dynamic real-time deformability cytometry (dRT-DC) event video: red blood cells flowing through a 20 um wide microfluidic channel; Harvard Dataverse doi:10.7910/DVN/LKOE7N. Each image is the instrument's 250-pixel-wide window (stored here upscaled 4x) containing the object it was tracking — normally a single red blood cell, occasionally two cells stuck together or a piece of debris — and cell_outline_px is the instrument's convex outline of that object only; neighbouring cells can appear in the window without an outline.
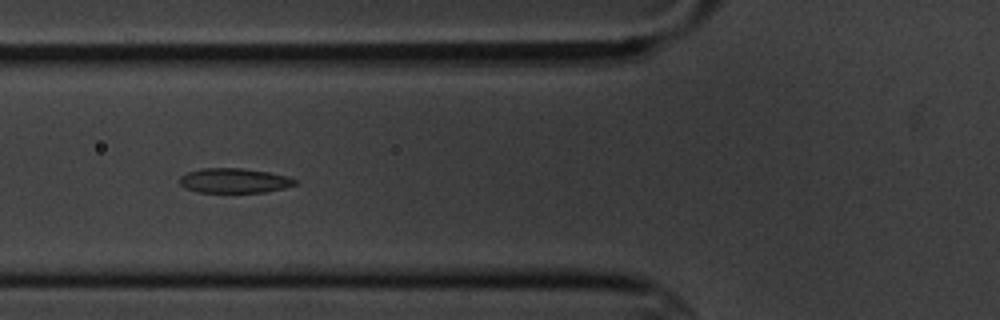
{"species": "common noctule bat (a hibernating species)", "species_latin": "Nyctalus noctula", "temperature_condition": "cold", "stored_images_in_passage": 6, "camera_frame_rate_fps": 3000, "um_per_image_px": 0.085, "animal": {"sex": "male", "body_mass_g": 20.1, "forearm_length_mm": 53.5}, "frame": {"image": 1, "passage_image": 5, "time_ms": 5.667, "image_size_px": [1000, 320], "cell_outline_px": [[296, 184], [284, 188], [264, 192], [200, 192], [184, 188], [180, 184], [180, 176], [188, 172], [200, 168], [244, 168], [268, 172], [288, 176], [296, 180]], "centroid_in_image_um": [19.89, 15.34], "position_along_channel_um": 105.9, "area_um2": 16.59}}
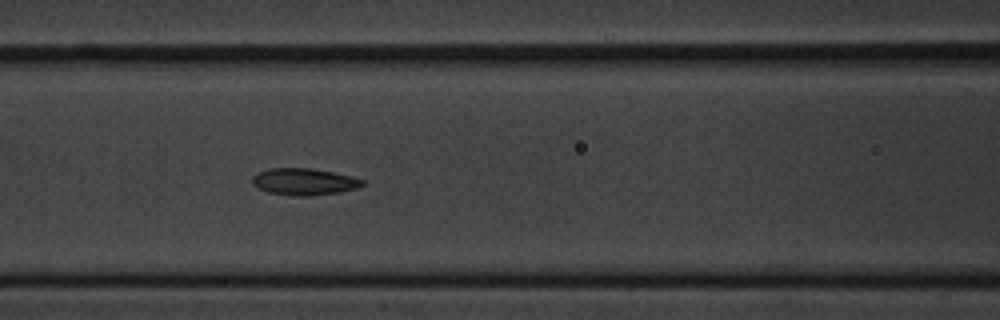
{"frame": {"image": 2, "passage_image": 6, "time_ms": 6.667, "image_size_px": [1000, 320], "cell_outline_px": [[364, 184], [356, 188], [336, 192], [308, 196], [300, 196], [268, 192], [252, 184], [252, 176], [268, 168], [312, 168], [352, 176], [364, 180]], "centroid_in_image_um": [25.84, 15.43], "position_along_channel_um": 140.8, "area_um2": 16.94}}